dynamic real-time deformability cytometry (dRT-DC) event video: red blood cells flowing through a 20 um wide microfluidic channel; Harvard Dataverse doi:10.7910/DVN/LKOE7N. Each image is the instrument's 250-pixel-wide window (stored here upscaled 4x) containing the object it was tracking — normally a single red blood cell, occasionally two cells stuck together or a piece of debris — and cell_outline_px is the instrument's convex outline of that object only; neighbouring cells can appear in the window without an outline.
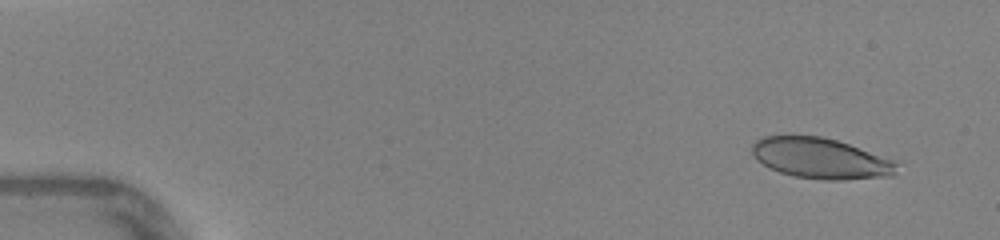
{"species": "human", "species_latin": "Homo sapiens", "temperature_condition": "warm", "stored_images_in_passage": 47, "camera_frame_rate_fps": 3000, "um_per_image_px": 0.085, "donor": {"sex": "female"}, "frame": {"image": 1, "passage_image": 4, "time_ms": 1.0, "image_size_px": [1000, 240], "cell_outline_px": [[900, 160], [896, 176], [844, 180], [824, 180], [792, 176], [780, 172], [756, 160], [752, 152], [752, 144], [756, 140], [764, 136], [824, 136]], "centroid_in_image_um": [69.87, 13.47], "position_along_channel_um": 15.1, "area_um2": 34.97}}
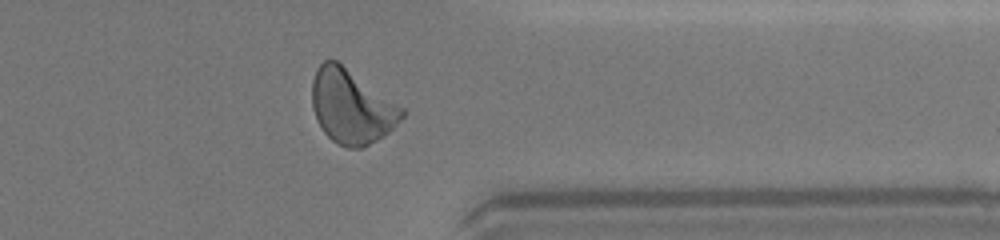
{"frame": {"image": 2, "passage_image": 38, "time_ms": 12.333, "image_size_px": [1000, 240], "cell_outline_px": [[404, 116], [388, 132], [364, 148], [348, 148], [332, 140], [324, 132], [316, 120], [312, 108], [312, 80], [316, 68], [324, 60], [336, 60], [404, 108]], "centroid_in_image_um": [29.85, 9.06], "position_along_channel_um": 381.6, "area_um2": 38.49}}
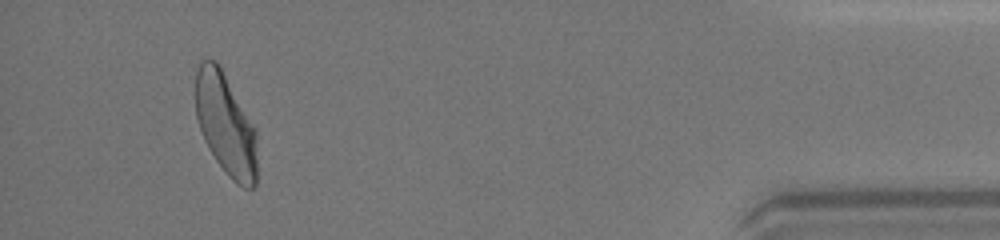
{"frame": {"image": 3, "passage_image": 44, "time_ms": 14.333, "image_size_px": [1000, 240], "cell_outline_px": [[256, 184], [252, 188], [244, 188], [236, 184], [228, 176], [216, 160], [208, 148], [204, 140], [196, 116], [196, 72], [200, 60], [216, 60], [256, 128]], "centroid_in_image_um": [19.18, 10.59], "position_along_channel_um": 416.0, "area_um2": 36.41}, "authors_computed_cell_mechanics": {"area_um2": 36.414, "velocity_mm_per_s": 4.3813, "shape_relaxation_time_tau1_ms": 3.6582, "shape_relaxation_time_tau2_ms": 0.6164, "deformation_change_tau1": 0.1576, "deformation_change_tau2": 0.0771}}